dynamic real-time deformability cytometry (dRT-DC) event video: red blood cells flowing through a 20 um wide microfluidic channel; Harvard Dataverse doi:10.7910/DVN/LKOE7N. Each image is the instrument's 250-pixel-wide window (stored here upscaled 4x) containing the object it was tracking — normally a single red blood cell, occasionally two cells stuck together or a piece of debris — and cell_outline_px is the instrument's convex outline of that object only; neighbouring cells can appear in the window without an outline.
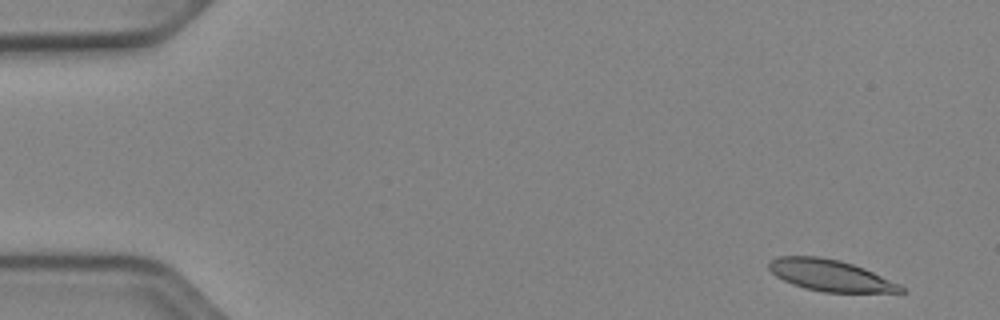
{"species": "Egyptian fruit bat (a non-hibernating species)", "species_latin": "Rousettus aegyptiacus", "temperature_condition": "cold", "stored_images_in_passage": 53, "segment_of_instrument_passage": [1, 2], "camera_frame_rate_fps": 3000, "um_per_image_px": 0.085, "animal": {"sex": "female"}, "frame": {"image": 1, "passage_image": 3, "time_ms": 0.667, "image_size_px": [1000, 320], "cell_outline_px": [[908, 292], [824, 292], [804, 288], [792, 284], [776, 276], [768, 268], [768, 264], [776, 256], [820, 256], [840, 260], [864, 268], [900, 284]], "centroid_in_image_um": [70.57, 23.4], "position_along_channel_um": 14.4, "area_um2": 24.1}}
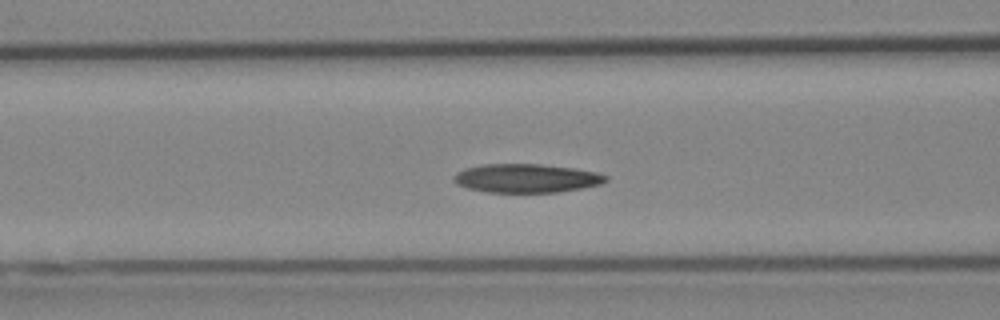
{"frame": {"image": 2, "passage_image": 21, "time_ms": 6.667, "image_size_px": [1000, 320], "cell_outline_px": [[608, 180], [600, 184], [560, 192], [488, 192], [468, 188], [456, 184], [452, 180], [452, 176], [456, 172], [464, 168], [484, 164], [540, 164], [572, 168], [596, 172], [608, 176]], "centroid_in_image_um": [44.7, 15.15], "position_along_channel_um": 121.9, "area_um2": 25.43}}
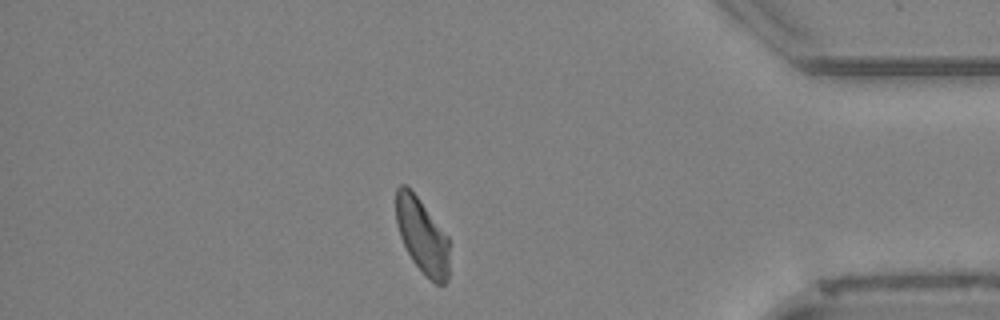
{"frame": {"image": 3, "passage_image": 45, "time_ms": 14.667, "image_size_px": [1000, 320], "cell_outline_px": [[448, 280], [444, 284], [436, 284], [424, 276], [412, 260], [400, 236], [396, 224], [396, 188], [400, 184], [404, 184], [416, 196], [448, 236]], "centroid_in_image_um": [35.87, 20.08], "position_along_channel_um": 399.3, "area_um2": 23.12}}